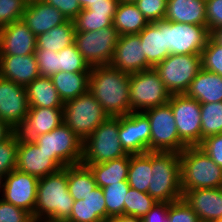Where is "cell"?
Wrapping results in <instances>:
<instances>
[{
	"instance_id": "cell-48",
	"label": "cell",
	"mask_w": 222,
	"mask_h": 222,
	"mask_svg": "<svg viewBox=\"0 0 222 222\" xmlns=\"http://www.w3.org/2000/svg\"><path fill=\"white\" fill-rule=\"evenodd\" d=\"M206 26L209 32L222 27V0H206Z\"/></svg>"
},
{
	"instance_id": "cell-53",
	"label": "cell",
	"mask_w": 222,
	"mask_h": 222,
	"mask_svg": "<svg viewBox=\"0 0 222 222\" xmlns=\"http://www.w3.org/2000/svg\"><path fill=\"white\" fill-rule=\"evenodd\" d=\"M210 37L222 46V27L216 28L210 32Z\"/></svg>"
},
{
	"instance_id": "cell-25",
	"label": "cell",
	"mask_w": 222,
	"mask_h": 222,
	"mask_svg": "<svg viewBox=\"0 0 222 222\" xmlns=\"http://www.w3.org/2000/svg\"><path fill=\"white\" fill-rule=\"evenodd\" d=\"M138 35L140 36L143 55L152 68L170 55L166 50L164 19L148 23Z\"/></svg>"
},
{
	"instance_id": "cell-13",
	"label": "cell",
	"mask_w": 222,
	"mask_h": 222,
	"mask_svg": "<svg viewBox=\"0 0 222 222\" xmlns=\"http://www.w3.org/2000/svg\"><path fill=\"white\" fill-rule=\"evenodd\" d=\"M171 105L180 140L187 147L201 144L200 103L185 94H172Z\"/></svg>"
},
{
	"instance_id": "cell-54",
	"label": "cell",
	"mask_w": 222,
	"mask_h": 222,
	"mask_svg": "<svg viewBox=\"0 0 222 222\" xmlns=\"http://www.w3.org/2000/svg\"><path fill=\"white\" fill-rule=\"evenodd\" d=\"M110 222H143V219L131 216H119Z\"/></svg>"
},
{
	"instance_id": "cell-17",
	"label": "cell",
	"mask_w": 222,
	"mask_h": 222,
	"mask_svg": "<svg viewBox=\"0 0 222 222\" xmlns=\"http://www.w3.org/2000/svg\"><path fill=\"white\" fill-rule=\"evenodd\" d=\"M16 169L41 178L61 168L55 163V155L45 153L32 140L20 136Z\"/></svg>"
},
{
	"instance_id": "cell-29",
	"label": "cell",
	"mask_w": 222,
	"mask_h": 222,
	"mask_svg": "<svg viewBox=\"0 0 222 222\" xmlns=\"http://www.w3.org/2000/svg\"><path fill=\"white\" fill-rule=\"evenodd\" d=\"M148 23L134 2L120 1L113 18L119 35L139 34Z\"/></svg>"
},
{
	"instance_id": "cell-33",
	"label": "cell",
	"mask_w": 222,
	"mask_h": 222,
	"mask_svg": "<svg viewBox=\"0 0 222 222\" xmlns=\"http://www.w3.org/2000/svg\"><path fill=\"white\" fill-rule=\"evenodd\" d=\"M152 152L130 155L127 181L131 188L148 193L152 178Z\"/></svg>"
},
{
	"instance_id": "cell-34",
	"label": "cell",
	"mask_w": 222,
	"mask_h": 222,
	"mask_svg": "<svg viewBox=\"0 0 222 222\" xmlns=\"http://www.w3.org/2000/svg\"><path fill=\"white\" fill-rule=\"evenodd\" d=\"M67 181L69 193L74 201L85 198L97 188L92 171L82 163L67 166Z\"/></svg>"
},
{
	"instance_id": "cell-27",
	"label": "cell",
	"mask_w": 222,
	"mask_h": 222,
	"mask_svg": "<svg viewBox=\"0 0 222 222\" xmlns=\"http://www.w3.org/2000/svg\"><path fill=\"white\" fill-rule=\"evenodd\" d=\"M185 95L201 103L222 101V76L201 69L190 83Z\"/></svg>"
},
{
	"instance_id": "cell-11",
	"label": "cell",
	"mask_w": 222,
	"mask_h": 222,
	"mask_svg": "<svg viewBox=\"0 0 222 222\" xmlns=\"http://www.w3.org/2000/svg\"><path fill=\"white\" fill-rule=\"evenodd\" d=\"M119 39L112 25L98 31L75 32L74 43L90 67L109 65Z\"/></svg>"
},
{
	"instance_id": "cell-12",
	"label": "cell",
	"mask_w": 222,
	"mask_h": 222,
	"mask_svg": "<svg viewBox=\"0 0 222 222\" xmlns=\"http://www.w3.org/2000/svg\"><path fill=\"white\" fill-rule=\"evenodd\" d=\"M166 50L169 54L201 55L210 32L207 26L171 22L164 19Z\"/></svg>"
},
{
	"instance_id": "cell-37",
	"label": "cell",
	"mask_w": 222,
	"mask_h": 222,
	"mask_svg": "<svg viewBox=\"0 0 222 222\" xmlns=\"http://www.w3.org/2000/svg\"><path fill=\"white\" fill-rule=\"evenodd\" d=\"M156 202L150 194L130 187L124 201V216L143 218Z\"/></svg>"
},
{
	"instance_id": "cell-7",
	"label": "cell",
	"mask_w": 222,
	"mask_h": 222,
	"mask_svg": "<svg viewBox=\"0 0 222 222\" xmlns=\"http://www.w3.org/2000/svg\"><path fill=\"white\" fill-rule=\"evenodd\" d=\"M32 141L45 153L55 155L61 169L82 162L83 141L64 122Z\"/></svg>"
},
{
	"instance_id": "cell-39",
	"label": "cell",
	"mask_w": 222,
	"mask_h": 222,
	"mask_svg": "<svg viewBox=\"0 0 222 222\" xmlns=\"http://www.w3.org/2000/svg\"><path fill=\"white\" fill-rule=\"evenodd\" d=\"M90 73L91 67L78 51L76 44H72L59 51V72Z\"/></svg>"
},
{
	"instance_id": "cell-15",
	"label": "cell",
	"mask_w": 222,
	"mask_h": 222,
	"mask_svg": "<svg viewBox=\"0 0 222 222\" xmlns=\"http://www.w3.org/2000/svg\"><path fill=\"white\" fill-rule=\"evenodd\" d=\"M150 122L143 112L119 116V140L130 155L150 152Z\"/></svg>"
},
{
	"instance_id": "cell-45",
	"label": "cell",
	"mask_w": 222,
	"mask_h": 222,
	"mask_svg": "<svg viewBox=\"0 0 222 222\" xmlns=\"http://www.w3.org/2000/svg\"><path fill=\"white\" fill-rule=\"evenodd\" d=\"M168 219L169 222H197L199 220L183 198L168 203Z\"/></svg>"
},
{
	"instance_id": "cell-47",
	"label": "cell",
	"mask_w": 222,
	"mask_h": 222,
	"mask_svg": "<svg viewBox=\"0 0 222 222\" xmlns=\"http://www.w3.org/2000/svg\"><path fill=\"white\" fill-rule=\"evenodd\" d=\"M198 147L222 168V133L204 138Z\"/></svg>"
},
{
	"instance_id": "cell-30",
	"label": "cell",
	"mask_w": 222,
	"mask_h": 222,
	"mask_svg": "<svg viewBox=\"0 0 222 222\" xmlns=\"http://www.w3.org/2000/svg\"><path fill=\"white\" fill-rule=\"evenodd\" d=\"M130 165V154L108 162L85 165L90 168L98 187H106L110 184L126 181Z\"/></svg>"
},
{
	"instance_id": "cell-2",
	"label": "cell",
	"mask_w": 222,
	"mask_h": 222,
	"mask_svg": "<svg viewBox=\"0 0 222 222\" xmlns=\"http://www.w3.org/2000/svg\"><path fill=\"white\" fill-rule=\"evenodd\" d=\"M73 203L68 190L66 166L39 178L32 218L34 222H65L72 213Z\"/></svg>"
},
{
	"instance_id": "cell-5",
	"label": "cell",
	"mask_w": 222,
	"mask_h": 222,
	"mask_svg": "<svg viewBox=\"0 0 222 222\" xmlns=\"http://www.w3.org/2000/svg\"><path fill=\"white\" fill-rule=\"evenodd\" d=\"M119 116L108 117L83 142L82 164L94 165L128 155L119 140Z\"/></svg>"
},
{
	"instance_id": "cell-31",
	"label": "cell",
	"mask_w": 222,
	"mask_h": 222,
	"mask_svg": "<svg viewBox=\"0 0 222 222\" xmlns=\"http://www.w3.org/2000/svg\"><path fill=\"white\" fill-rule=\"evenodd\" d=\"M90 73H74L60 71L51 76L60 98L65 103L88 91Z\"/></svg>"
},
{
	"instance_id": "cell-57",
	"label": "cell",
	"mask_w": 222,
	"mask_h": 222,
	"mask_svg": "<svg viewBox=\"0 0 222 222\" xmlns=\"http://www.w3.org/2000/svg\"><path fill=\"white\" fill-rule=\"evenodd\" d=\"M120 1H125V2H135L137 0H120Z\"/></svg>"
},
{
	"instance_id": "cell-6",
	"label": "cell",
	"mask_w": 222,
	"mask_h": 222,
	"mask_svg": "<svg viewBox=\"0 0 222 222\" xmlns=\"http://www.w3.org/2000/svg\"><path fill=\"white\" fill-rule=\"evenodd\" d=\"M109 116L88 90L68 100L63 107V122L84 142Z\"/></svg>"
},
{
	"instance_id": "cell-42",
	"label": "cell",
	"mask_w": 222,
	"mask_h": 222,
	"mask_svg": "<svg viewBox=\"0 0 222 222\" xmlns=\"http://www.w3.org/2000/svg\"><path fill=\"white\" fill-rule=\"evenodd\" d=\"M26 6L24 0H0V28L22 20Z\"/></svg>"
},
{
	"instance_id": "cell-50",
	"label": "cell",
	"mask_w": 222,
	"mask_h": 222,
	"mask_svg": "<svg viewBox=\"0 0 222 222\" xmlns=\"http://www.w3.org/2000/svg\"><path fill=\"white\" fill-rule=\"evenodd\" d=\"M142 219L143 222H169L168 203L156 202Z\"/></svg>"
},
{
	"instance_id": "cell-46",
	"label": "cell",
	"mask_w": 222,
	"mask_h": 222,
	"mask_svg": "<svg viewBox=\"0 0 222 222\" xmlns=\"http://www.w3.org/2000/svg\"><path fill=\"white\" fill-rule=\"evenodd\" d=\"M0 222H34V220L26 210L0 198Z\"/></svg>"
},
{
	"instance_id": "cell-32",
	"label": "cell",
	"mask_w": 222,
	"mask_h": 222,
	"mask_svg": "<svg viewBox=\"0 0 222 222\" xmlns=\"http://www.w3.org/2000/svg\"><path fill=\"white\" fill-rule=\"evenodd\" d=\"M74 41V23L73 20H67L65 23L37 36L36 49H47L49 51L59 52L74 44Z\"/></svg>"
},
{
	"instance_id": "cell-23",
	"label": "cell",
	"mask_w": 222,
	"mask_h": 222,
	"mask_svg": "<svg viewBox=\"0 0 222 222\" xmlns=\"http://www.w3.org/2000/svg\"><path fill=\"white\" fill-rule=\"evenodd\" d=\"M39 76L35 54L0 56V77L26 86Z\"/></svg>"
},
{
	"instance_id": "cell-59",
	"label": "cell",
	"mask_w": 222,
	"mask_h": 222,
	"mask_svg": "<svg viewBox=\"0 0 222 222\" xmlns=\"http://www.w3.org/2000/svg\"><path fill=\"white\" fill-rule=\"evenodd\" d=\"M213 222H222V218H221V219L214 220Z\"/></svg>"
},
{
	"instance_id": "cell-41",
	"label": "cell",
	"mask_w": 222,
	"mask_h": 222,
	"mask_svg": "<svg viewBox=\"0 0 222 222\" xmlns=\"http://www.w3.org/2000/svg\"><path fill=\"white\" fill-rule=\"evenodd\" d=\"M202 68L222 76V46L211 37L202 50Z\"/></svg>"
},
{
	"instance_id": "cell-28",
	"label": "cell",
	"mask_w": 222,
	"mask_h": 222,
	"mask_svg": "<svg viewBox=\"0 0 222 222\" xmlns=\"http://www.w3.org/2000/svg\"><path fill=\"white\" fill-rule=\"evenodd\" d=\"M29 107L55 108L64 107L50 77L39 76L25 86Z\"/></svg>"
},
{
	"instance_id": "cell-10",
	"label": "cell",
	"mask_w": 222,
	"mask_h": 222,
	"mask_svg": "<svg viewBox=\"0 0 222 222\" xmlns=\"http://www.w3.org/2000/svg\"><path fill=\"white\" fill-rule=\"evenodd\" d=\"M143 113L150 122V152L180 153L187 147L179 138L169 103L149 108Z\"/></svg>"
},
{
	"instance_id": "cell-8",
	"label": "cell",
	"mask_w": 222,
	"mask_h": 222,
	"mask_svg": "<svg viewBox=\"0 0 222 222\" xmlns=\"http://www.w3.org/2000/svg\"><path fill=\"white\" fill-rule=\"evenodd\" d=\"M171 93L154 68L130 74L131 112H143L169 102Z\"/></svg>"
},
{
	"instance_id": "cell-14",
	"label": "cell",
	"mask_w": 222,
	"mask_h": 222,
	"mask_svg": "<svg viewBox=\"0 0 222 222\" xmlns=\"http://www.w3.org/2000/svg\"><path fill=\"white\" fill-rule=\"evenodd\" d=\"M39 178L15 169L1 178L0 192L2 199L20 207L32 216L36 206V193Z\"/></svg>"
},
{
	"instance_id": "cell-56",
	"label": "cell",
	"mask_w": 222,
	"mask_h": 222,
	"mask_svg": "<svg viewBox=\"0 0 222 222\" xmlns=\"http://www.w3.org/2000/svg\"><path fill=\"white\" fill-rule=\"evenodd\" d=\"M27 4H29V3H33V2H37V1H39V0H24Z\"/></svg>"
},
{
	"instance_id": "cell-36",
	"label": "cell",
	"mask_w": 222,
	"mask_h": 222,
	"mask_svg": "<svg viewBox=\"0 0 222 222\" xmlns=\"http://www.w3.org/2000/svg\"><path fill=\"white\" fill-rule=\"evenodd\" d=\"M201 142L204 138L222 133V101L201 103Z\"/></svg>"
},
{
	"instance_id": "cell-16",
	"label": "cell",
	"mask_w": 222,
	"mask_h": 222,
	"mask_svg": "<svg viewBox=\"0 0 222 222\" xmlns=\"http://www.w3.org/2000/svg\"><path fill=\"white\" fill-rule=\"evenodd\" d=\"M29 112L25 86L0 77V119L16 131Z\"/></svg>"
},
{
	"instance_id": "cell-52",
	"label": "cell",
	"mask_w": 222,
	"mask_h": 222,
	"mask_svg": "<svg viewBox=\"0 0 222 222\" xmlns=\"http://www.w3.org/2000/svg\"><path fill=\"white\" fill-rule=\"evenodd\" d=\"M15 131L7 122L0 119V142L9 138Z\"/></svg>"
},
{
	"instance_id": "cell-55",
	"label": "cell",
	"mask_w": 222,
	"mask_h": 222,
	"mask_svg": "<svg viewBox=\"0 0 222 222\" xmlns=\"http://www.w3.org/2000/svg\"><path fill=\"white\" fill-rule=\"evenodd\" d=\"M96 0H78L82 9H87Z\"/></svg>"
},
{
	"instance_id": "cell-3",
	"label": "cell",
	"mask_w": 222,
	"mask_h": 222,
	"mask_svg": "<svg viewBox=\"0 0 222 222\" xmlns=\"http://www.w3.org/2000/svg\"><path fill=\"white\" fill-rule=\"evenodd\" d=\"M182 193L188 190L222 187V168L198 146L180 153Z\"/></svg>"
},
{
	"instance_id": "cell-1",
	"label": "cell",
	"mask_w": 222,
	"mask_h": 222,
	"mask_svg": "<svg viewBox=\"0 0 222 222\" xmlns=\"http://www.w3.org/2000/svg\"><path fill=\"white\" fill-rule=\"evenodd\" d=\"M129 87L130 74L110 65L91 67L88 90L108 116L118 117L131 112Z\"/></svg>"
},
{
	"instance_id": "cell-26",
	"label": "cell",
	"mask_w": 222,
	"mask_h": 222,
	"mask_svg": "<svg viewBox=\"0 0 222 222\" xmlns=\"http://www.w3.org/2000/svg\"><path fill=\"white\" fill-rule=\"evenodd\" d=\"M164 19L206 26V0H168Z\"/></svg>"
},
{
	"instance_id": "cell-35",
	"label": "cell",
	"mask_w": 222,
	"mask_h": 222,
	"mask_svg": "<svg viewBox=\"0 0 222 222\" xmlns=\"http://www.w3.org/2000/svg\"><path fill=\"white\" fill-rule=\"evenodd\" d=\"M129 188L130 185L127 180L102 188L107 209V222L119 216H124V201H126Z\"/></svg>"
},
{
	"instance_id": "cell-51",
	"label": "cell",
	"mask_w": 222,
	"mask_h": 222,
	"mask_svg": "<svg viewBox=\"0 0 222 222\" xmlns=\"http://www.w3.org/2000/svg\"><path fill=\"white\" fill-rule=\"evenodd\" d=\"M120 0H96L87 9L92 14H115Z\"/></svg>"
},
{
	"instance_id": "cell-38",
	"label": "cell",
	"mask_w": 222,
	"mask_h": 222,
	"mask_svg": "<svg viewBox=\"0 0 222 222\" xmlns=\"http://www.w3.org/2000/svg\"><path fill=\"white\" fill-rule=\"evenodd\" d=\"M114 14H92L88 9H82L73 20L75 32L98 31L113 25Z\"/></svg>"
},
{
	"instance_id": "cell-58",
	"label": "cell",
	"mask_w": 222,
	"mask_h": 222,
	"mask_svg": "<svg viewBox=\"0 0 222 222\" xmlns=\"http://www.w3.org/2000/svg\"><path fill=\"white\" fill-rule=\"evenodd\" d=\"M197 222H213V221H208V220H198Z\"/></svg>"
},
{
	"instance_id": "cell-4",
	"label": "cell",
	"mask_w": 222,
	"mask_h": 222,
	"mask_svg": "<svg viewBox=\"0 0 222 222\" xmlns=\"http://www.w3.org/2000/svg\"><path fill=\"white\" fill-rule=\"evenodd\" d=\"M151 173L148 194L157 202L171 203L182 198L179 153L152 152Z\"/></svg>"
},
{
	"instance_id": "cell-44",
	"label": "cell",
	"mask_w": 222,
	"mask_h": 222,
	"mask_svg": "<svg viewBox=\"0 0 222 222\" xmlns=\"http://www.w3.org/2000/svg\"><path fill=\"white\" fill-rule=\"evenodd\" d=\"M35 56L40 76L51 77L59 72V52L36 49Z\"/></svg>"
},
{
	"instance_id": "cell-19",
	"label": "cell",
	"mask_w": 222,
	"mask_h": 222,
	"mask_svg": "<svg viewBox=\"0 0 222 222\" xmlns=\"http://www.w3.org/2000/svg\"><path fill=\"white\" fill-rule=\"evenodd\" d=\"M37 37L22 21L0 28V56L35 54Z\"/></svg>"
},
{
	"instance_id": "cell-9",
	"label": "cell",
	"mask_w": 222,
	"mask_h": 222,
	"mask_svg": "<svg viewBox=\"0 0 222 222\" xmlns=\"http://www.w3.org/2000/svg\"><path fill=\"white\" fill-rule=\"evenodd\" d=\"M154 69L171 95L185 94L202 69V58L194 54H170Z\"/></svg>"
},
{
	"instance_id": "cell-43",
	"label": "cell",
	"mask_w": 222,
	"mask_h": 222,
	"mask_svg": "<svg viewBox=\"0 0 222 222\" xmlns=\"http://www.w3.org/2000/svg\"><path fill=\"white\" fill-rule=\"evenodd\" d=\"M168 0H137L134 3L149 23L164 19Z\"/></svg>"
},
{
	"instance_id": "cell-18",
	"label": "cell",
	"mask_w": 222,
	"mask_h": 222,
	"mask_svg": "<svg viewBox=\"0 0 222 222\" xmlns=\"http://www.w3.org/2000/svg\"><path fill=\"white\" fill-rule=\"evenodd\" d=\"M109 65L128 74L152 69L143 55L138 34L119 35L114 56Z\"/></svg>"
},
{
	"instance_id": "cell-20",
	"label": "cell",
	"mask_w": 222,
	"mask_h": 222,
	"mask_svg": "<svg viewBox=\"0 0 222 222\" xmlns=\"http://www.w3.org/2000/svg\"><path fill=\"white\" fill-rule=\"evenodd\" d=\"M63 123V107H29L24 124L17 130L22 138L33 140Z\"/></svg>"
},
{
	"instance_id": "cell-21",
	"label": "cell",
	"mask_w": 222,
	"mask_h": 222,
	"mask_svg": "<svg viewBox=\"0 0 222 222\" xmlns=\"http://www.w3.org/2000/svg\"><path fill=\"white\" fill-rule=\"evenodd\" d=\"M182 198L200 220L214 221L222 218V187L188 190Z\"/></svg>"
},
{
	"instance_id": "cell-22",
	"label": "cell",
	"mask_w": 222,
	"mask_h": 222,
	"mask_svg": "<svg viewBox=\"0 0 222 222\" xmlns=\"http://www.w3.org/2000/svg\"><path fill=\"white\" fill-rule=\"evenodd\" d=\"M22 21L37 37L67 21L64 15L44 0L29 3L22 16Z\"/></svg>"
},
{
	"instance_id": "cell-24",
	"label": "cell",
	"mask_w": 222,
	"mask_h": 222,
	"mask_svg": "<svg viewBox=\"0 0 222 222\" xmlns=\"http://www.w3.org/2000/svg\"><path fill=\"white\" fill-rule=\"evenodd\" d=\"M65 222H107L103 189L97 186L85 198L74 201L72 213Z\"/></svg>"
},
{
	"instance_id": "cell-40",
	"label": "cell",
	"mask_w": 222,
	"mask_h": 222,
	"mask_svg": "<svg viewBox=\"0 0 222 222\" xmlns=\"http://www.w3.org/2000/svg\"><path fill=\"white\" fill-rule=\"evenodd\" d=\"M20 135L15 131L9 138L0 142V177L6 176L17 167Z\"/></svg>"
},
{
	"instance_id": "cell-49",
	"label": "cell",
	"mask_w": 222,
	"mask_h": 222,
	"mask_svg": "<svg viewBox=\"0 0 222 222\" xmlns=\"http://www.w3.org/2000/svg\"><path fill=\"white\" fill-rule=\"evenodd\" d=\"M51 6L57 8L67 20H74L82 8L78 0H44Z\"/></svg>"
}]
</instances>
